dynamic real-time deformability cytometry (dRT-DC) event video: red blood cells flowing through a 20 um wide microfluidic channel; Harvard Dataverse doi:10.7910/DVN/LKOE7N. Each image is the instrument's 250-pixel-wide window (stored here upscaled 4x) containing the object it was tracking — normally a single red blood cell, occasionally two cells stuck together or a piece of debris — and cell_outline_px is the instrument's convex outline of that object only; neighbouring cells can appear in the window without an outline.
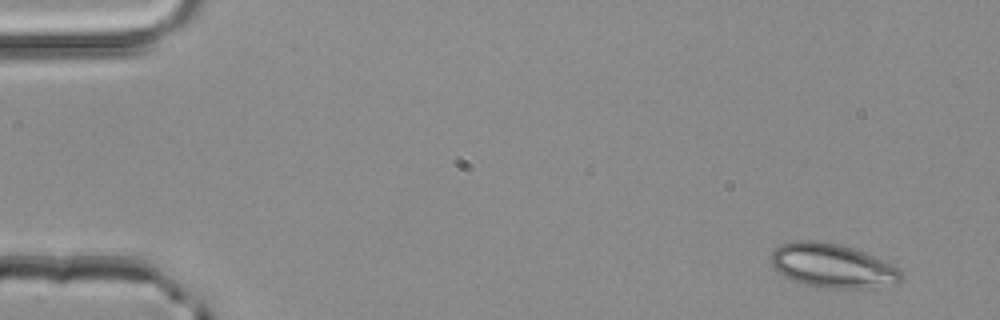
{"species": "common noctule bat (a hibernating species)", "species_latin": "Nyctalus noctula", "temperature_condition": "room temperature", "stored_images_in_passage": 3, "camera_frame_rate_fps": 3000, "um_per_image_px": 0.085, "animal": {"sex": "male", "body_mass_g": 20.4}, "frame": {"image": 1, "passage_image": 1, "time_ms": 0.0, "image_size_px": [1000, 320], "cell_outline_px": [[904, 280], [900, 284], [856, 288], [824, 288], [804, 284], [792, 280], [784, 276], [772, 268], [768, 260], [772, 252], [780, 244], [796, 240], [820, 240], [840, 244], [864, 252], [892, 264], [904, 276]], "centroid_in_image_um": [70.72, 22.58], "position_along_channel_um": 14.3, "area_um2": 33.81}}